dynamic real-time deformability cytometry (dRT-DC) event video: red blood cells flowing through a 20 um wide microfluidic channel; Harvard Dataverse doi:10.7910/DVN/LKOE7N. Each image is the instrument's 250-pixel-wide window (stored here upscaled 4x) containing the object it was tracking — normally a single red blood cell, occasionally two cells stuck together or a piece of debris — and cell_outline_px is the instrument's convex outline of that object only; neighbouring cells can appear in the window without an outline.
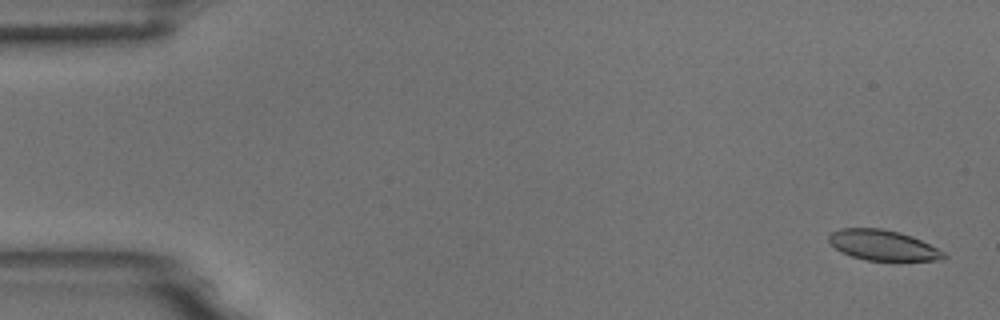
{"species": "common noctule bat (a hibernating species)", "species_latin": "Nyctalus noctula", "temperature_condition": "room temperature", "stored_images_in_passage": 16, "camera_frame_rate_fps": 3000, "um_per_image_px": 0.085, "animal": {"sex": "male", "body_mass_g": 18.8}, "frame": {"image": 1, "passage_image": 1, "time_ms": 0.0, "image_size_px": [1000, 320], "cell_outline_px": [[948, 256], [940, 260], [868, 260], [852, 256], [840, 252], [828, 240], [828, 236], [832, 232], [840, 228], [880, 228], [900, 232], [912, 236], [944, 252]], "centroid_in_image_um": [75.03, 20.83], "position_along_channel_um": 10.0, "area_um2": 20.11}}